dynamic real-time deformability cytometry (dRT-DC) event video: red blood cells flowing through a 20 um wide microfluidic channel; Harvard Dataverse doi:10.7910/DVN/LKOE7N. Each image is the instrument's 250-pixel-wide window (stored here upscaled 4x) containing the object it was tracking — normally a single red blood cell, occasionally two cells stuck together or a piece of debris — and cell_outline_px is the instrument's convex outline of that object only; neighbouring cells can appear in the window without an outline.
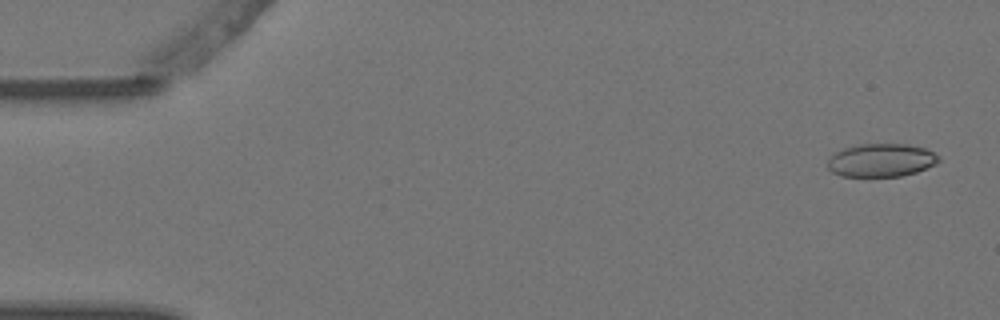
{"species": "Egyptian fruit bat (a non-hibernating species)", "species_latin": "Rousettus aegyptiacus", "temperature_condition": "warm", "stored_images_in_passage": 14, "camera_frame_rate_fps": 3000, "um_per_image_px": 0.085, "animal": {"sex": "female"}, "frame": {"image": 1, "passage_image": 1, "time_ms": 0.0, "image_size_px": [1000, 320], "cell_outline_px": [[940, 160], [936, 164], [916, 172], [900, 176], [840, 176], [832, 172], [828, 168], [828, 160], [836, 152], [844, 148], [860, 144], [904, 144], [924, 148], [940, 156]], "centroid_in_image_um": [74.91, 13.62], "position_along_channel_um": 10.1, "area_um2": 21.33}}
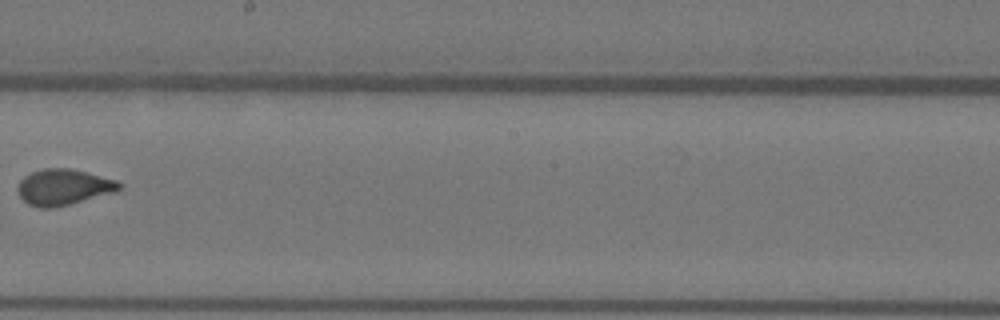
{"frame": {"image": 2, "passage_image": 8, "time_ms": 2.333, "image_size_px": [1000, 320], "cell_outline_px": [[124, 184], [116, 192], [52, 208], [40, 208], [28, 204], [20, 196], [16, 188], [20, 180], [24, 176], [32, 172], [44, 168], [72, 168], [88, 172], [116, 180]], "centroid_in_image_um": [5.4, 15.89], "position_along_channel_um": 242.8, "area_um2": 21.33}}
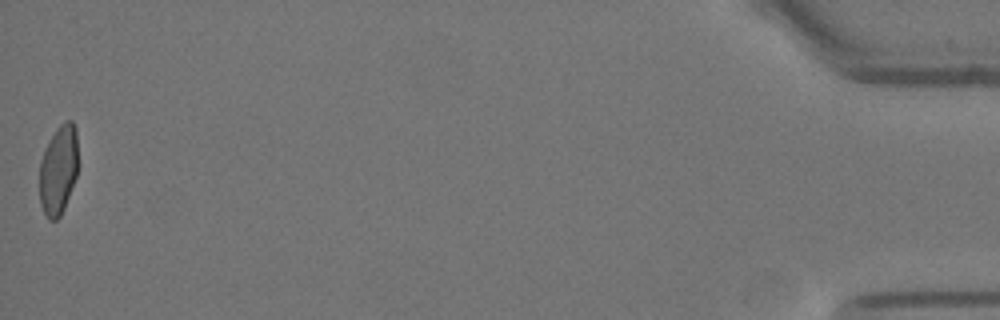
{"frame": {"image": 3, "passage_image": 14, "time_ms": 4.333, "image_size_px": [1000, 320], "cell_outline_px": [[76, 176], [64, 208], [60, 216], [56, 220], [48, 220], [40, 204], [40, 160], [44, 148], [56, 128], [64, 120], [72, 120], [76, 128]], "centroid_in_image_um": [4.94, 14.42], "position_along_channel_um": 430.3, "area_um2": 19.94}}